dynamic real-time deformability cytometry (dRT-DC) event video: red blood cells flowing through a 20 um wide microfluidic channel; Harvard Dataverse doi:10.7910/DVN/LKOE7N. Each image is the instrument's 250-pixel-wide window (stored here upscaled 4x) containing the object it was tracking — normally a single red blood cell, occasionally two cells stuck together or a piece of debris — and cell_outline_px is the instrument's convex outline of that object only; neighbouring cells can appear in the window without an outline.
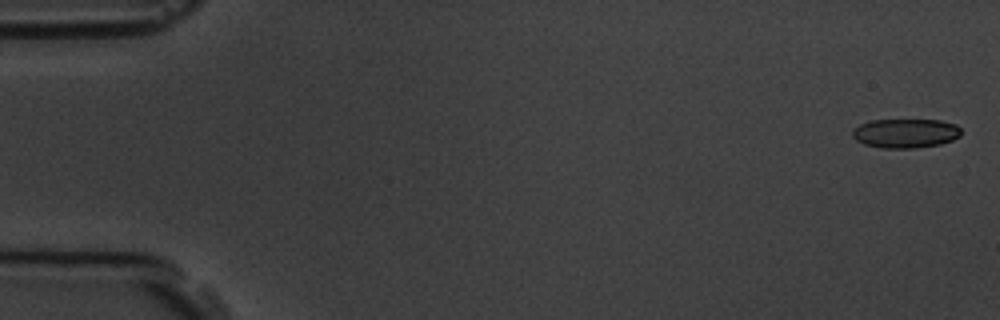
{"species": "common noctule bat (a hibernating species)", "species_latin": "Nyctalus noctula", "temperature_condition": "room temperature", "stored_images_in_passage": 7, "camera_frame_rate_fps": 3000, "um_per_image_px": 0.085, "animal": {"sex": "male", "body_mass_g": 19.5, "forearm_length_mm": 54.6}, "frame": {"image": 1, "passage_image": 1, "time_ms": 0.0, "image_size_px": [1000, 320], "cell_outline_px": [[960, 136], [952, 140], [940, 144], [916, 148], [880, 148], [864, 144], [856, 140], [852, 136], [852, 128], [860, 124], [872, 120], [940, 120], [956, 124], [960, 128]], "centroid_in_image_um": [76.95, 11.33], "position_along_channel_um": 8.1, "area_um2": 18.61}}
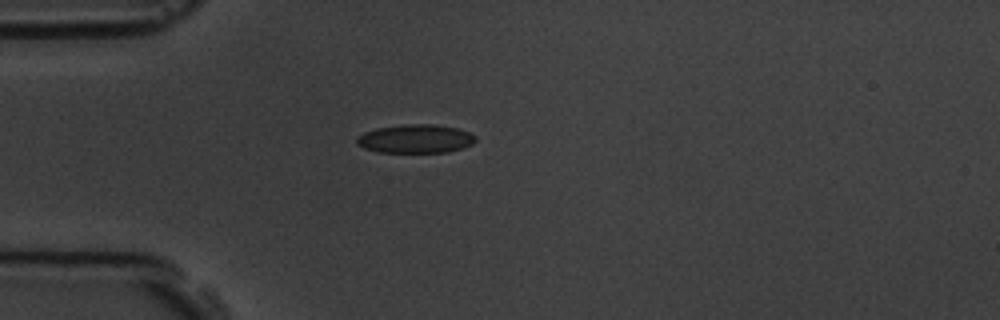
{"frame": {"image": 2, "passage_image": 5, "time_ms": 4.667, "image_size_px": [1000, 320], "cell_outline_px": [[476, 140], [472, 144], [464, 148], [448, 152], [376, 152], [364, 148], [356, 144], [356, 136], [364, 132], [376, 128], [404, 124], [432, 124], [456, 128], [468, 132], [476, 136]], "centroid_in_image_um": [35.29, 11.8], "position_along_channel_um": 49.7, "area_um2": 19.94}}
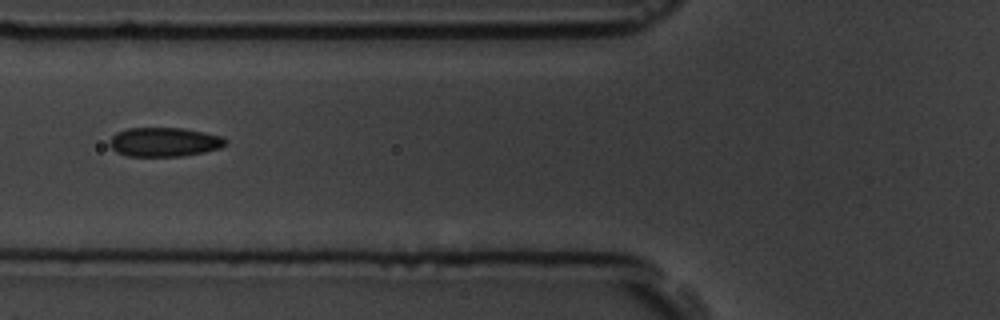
{"frame": {"image": 3, "passage_image": 7, "time_ms": 6.667, "image_size_px": [1000, 320], "cell_outline_px": [[228, 144], [220, 148], [204, 152], [180, 156], [128, 156], [116, 152], [108, 144], [108, 140], [116, 132], [128, 128], [184, 128], [204, 132], [220, 136], [228, 140]], "centroid_in_image_um": [13.95, 12.07], "position_along_channel_um": 111.8, "area_um2": 19.83}}